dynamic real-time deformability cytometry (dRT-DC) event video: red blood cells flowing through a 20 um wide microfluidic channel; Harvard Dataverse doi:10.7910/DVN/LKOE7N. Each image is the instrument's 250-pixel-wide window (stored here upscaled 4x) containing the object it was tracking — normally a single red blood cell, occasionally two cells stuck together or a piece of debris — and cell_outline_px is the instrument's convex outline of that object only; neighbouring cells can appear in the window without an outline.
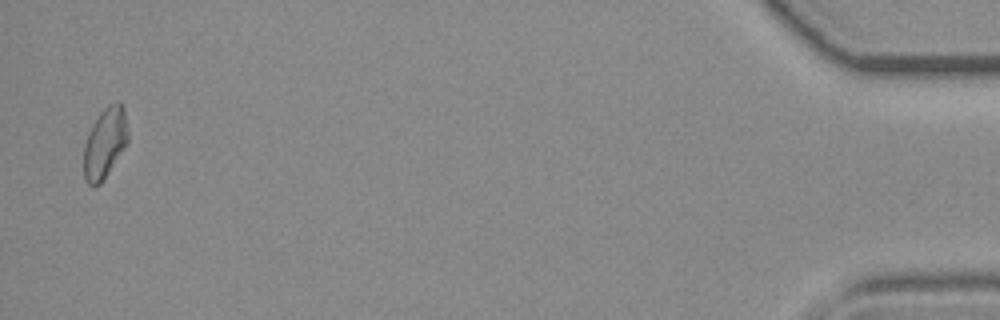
{"species": "common noctule bat (a hibernating species)", "species_latin": "Nyctalus noctula", "temperature_condition": "room temperature", "stored_images_in_passage": 41, "camera_frame_rate_fps": 3000, "um_per_image_px": 0.085, "animal": {"sex": "female", "body_mass_g": 19.3, "forearm_length_mm": 54.1}, "frame": {"image": 1, "passage_image": 41, "time_ms": 13.333, "image_size_px": [1000, 320], "cell_outline_px": [[128, 144], [104, 180], [100, 184], [88, 184], [84, 180], [84, 144], [88, 132], [92, 124], [100, 112], [108, 104], [116, 100], [124, 108], [128, 132]], "centroid_in_image_um": [8.93, 12.15], "position_along_channel_um": 426.3, "area_um2": 18.44}}